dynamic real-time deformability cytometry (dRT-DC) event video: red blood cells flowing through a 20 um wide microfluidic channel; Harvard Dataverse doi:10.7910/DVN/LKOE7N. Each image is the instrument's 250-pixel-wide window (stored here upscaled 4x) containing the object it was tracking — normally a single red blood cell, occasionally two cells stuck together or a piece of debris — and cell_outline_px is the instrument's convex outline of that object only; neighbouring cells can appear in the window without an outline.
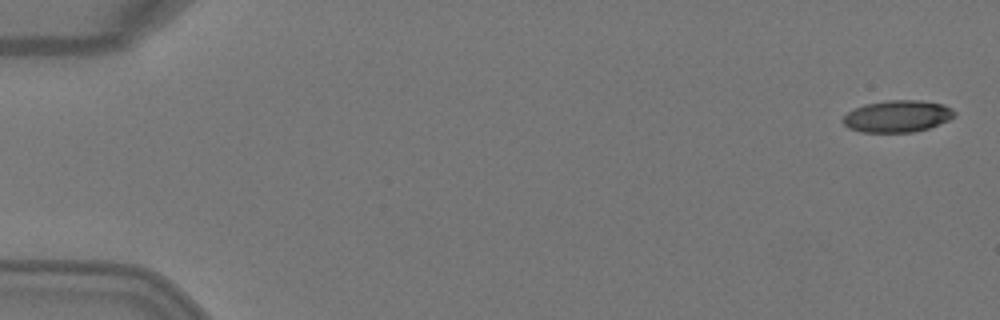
{"species": "Egyptian fruit bat (a non-hibernating species)", "species_latin": "Rousettus aegyptiacus", "temperature_condition": "warm", "stored_images_in_passage": 5, "camera_frame_rate_fps": 3000, "um_per_image_px": 0.085, "animal": {"sex": "female"}, "frame": {"image": 1, "passage_image": 1, "time_ms": 0.0, "image_size_px": [1000, 320], "cell_outline_px": [[956, 116], [948, 120], [928, 128], [912, 132], [860, 132], [848, 128], [840, 120], [848, 112], [864, 104], [888, 100], [920, 100], [944, 104], [952, 108], [956, 112]], "centroid_in_image_um": [76.28, 9.88], "position_along_channel_um": 8.7, "area_um2": 20.81}}
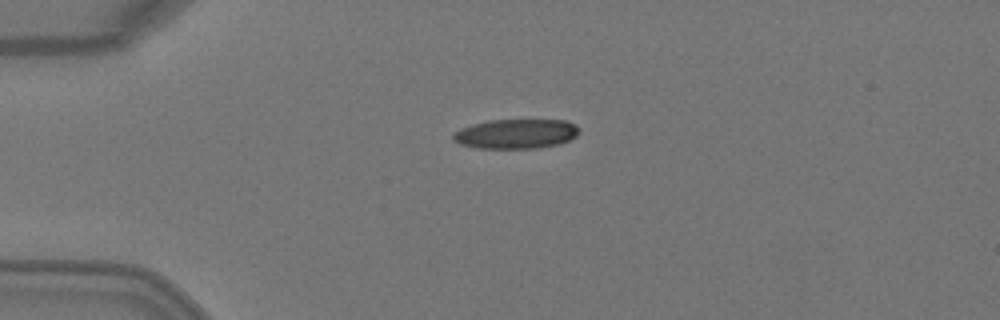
{"frame": {"image": 2, "passage_image": 4, "time_ms": 1.0, "image_size_px": [1000, 320], "cell_outline_px": [[580, 132], [576, 136], [560, 144], [540, 148], [476, 148], [460, 144], [452, 140], [452, 132], [460, 128], [472, 124], [488, 120], [564, 120], [576, 124], [580, 128]], "centroid_in_image_um": [43.85, 11.37], "position_along_channel_um": 41.2, "area_um2": 22.02}}